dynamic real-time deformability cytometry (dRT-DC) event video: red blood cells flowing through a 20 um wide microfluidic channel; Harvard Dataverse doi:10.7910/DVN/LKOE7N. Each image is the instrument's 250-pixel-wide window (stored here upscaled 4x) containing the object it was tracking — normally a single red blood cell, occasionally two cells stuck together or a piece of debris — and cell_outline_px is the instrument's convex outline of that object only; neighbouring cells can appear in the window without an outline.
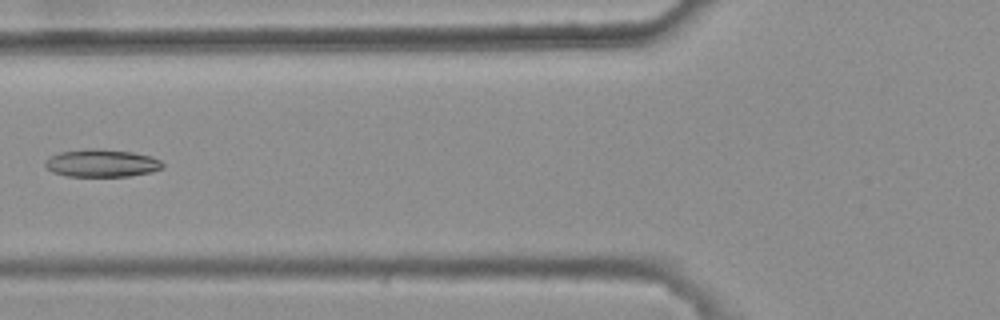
{"species": "common noctule bat (a hibernating species)", "species_latin": "Nyctalus noctula", "temperature_condition": "warm", "stored_images_in_passage": 5, "camera_frame_rate_fps": 3000, "um_per_image_px": 0.085, "animal": {"sex": "female", "body_mass_g": 25.1}, "frame": {"image": 1, "passage_image": 5, "time_ms": 1.333, "image_size_px": [1000, 320], "cell_outline_px": [[164, 168], [152, 172], [128, 176], [68, 176], [52, 172], [44, 164], [44, 160], [48, 156], [60, 152], [88, 148], [100, 148], [132, 152], [152, 156], [160, 160], [164, 164]], "centroid_in_image_um": [8.65, 13.86], "position_along_channel_um": 117.2, "area_um2": 19.19}}